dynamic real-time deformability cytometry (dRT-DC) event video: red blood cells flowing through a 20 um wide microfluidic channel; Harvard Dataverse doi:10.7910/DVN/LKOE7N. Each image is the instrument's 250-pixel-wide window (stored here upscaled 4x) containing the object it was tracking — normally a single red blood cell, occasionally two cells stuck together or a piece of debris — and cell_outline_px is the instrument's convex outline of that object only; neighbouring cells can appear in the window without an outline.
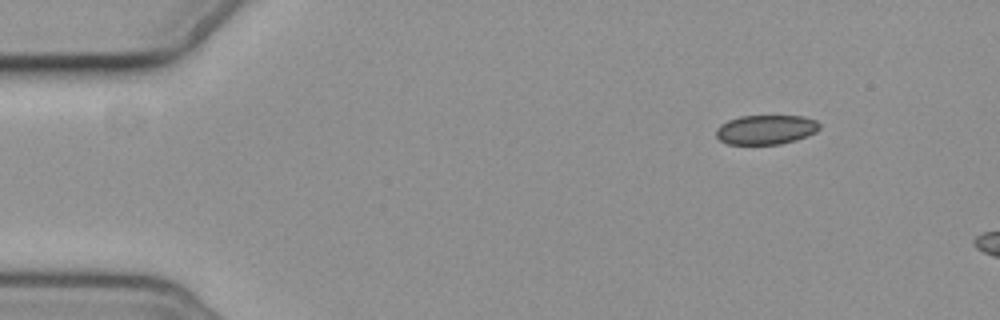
{"species": "common noctule bat (a hibernating species)", "species_latin": "Nyctalus noctula", "temperature_condition": "cold", "stored_images_in_passage": 5, "segment_of_instrument_passage": [2, 2], "camera_frame_rate_fps": 3000, "um_per_image_px": 0.085, "animal": {"sex": "female", "body_mass_g": 19.3, "forearm_length_mm": 54.1}, "frame": {"image": 1, "passage_image": 5, "time_ms": 4.667, "image_size_px": [1000, 320], "cell_outline_px": [[820, 128], [816, 132], [808, 136], [796, 140], [780, 144], [728, 144], [720, 140], [716, 136], [716, 128], [720, 124], [728, 120], [740, 116], [804, 116], [816, 120], [820, 124]], "centroid_in_image_um": [65.11, 11.02], "position_along_channel_um": 19.9, "area_um2": 17.86}}